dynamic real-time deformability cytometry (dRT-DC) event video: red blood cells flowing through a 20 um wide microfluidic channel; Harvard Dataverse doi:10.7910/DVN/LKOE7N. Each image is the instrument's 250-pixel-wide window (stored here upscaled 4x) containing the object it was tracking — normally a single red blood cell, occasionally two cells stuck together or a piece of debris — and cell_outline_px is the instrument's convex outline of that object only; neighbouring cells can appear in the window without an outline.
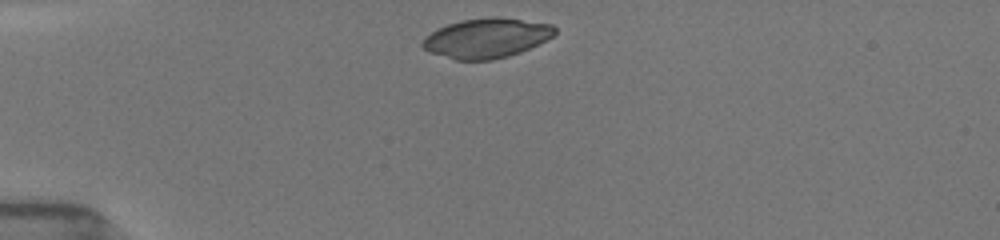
{"species": "common noctule bat (a hibernating species)", "species_latin": "Nyctalus noctula", "temperature_condition": "room temperature", "stored_images_in_passage": 7, "camera_frame_rate_fps": 3000, "um_per_image_px": 0.085, "animal": {"sex": "female", "body_mass_g": 19.5, "forearm_length_mm": 54.1}, "frame": {"image": 1, "passage_image": 1, "time_ms": 0.0, "image_size_px": [1000, 240], "cell_outline_px": [[556, 32], [552, 36], [520, 52], [508, 56], [492, 60], [456, 60], [428, 52], [420, 44], [424, 36], [448, 24], [460, 20], [488, 16], [500, 16], [552, 24], [556, 28]], "centroid_in_image_um": [41.32, 3.22], "position_along_channel_um": 43.7, "area_um2": 30.69}}